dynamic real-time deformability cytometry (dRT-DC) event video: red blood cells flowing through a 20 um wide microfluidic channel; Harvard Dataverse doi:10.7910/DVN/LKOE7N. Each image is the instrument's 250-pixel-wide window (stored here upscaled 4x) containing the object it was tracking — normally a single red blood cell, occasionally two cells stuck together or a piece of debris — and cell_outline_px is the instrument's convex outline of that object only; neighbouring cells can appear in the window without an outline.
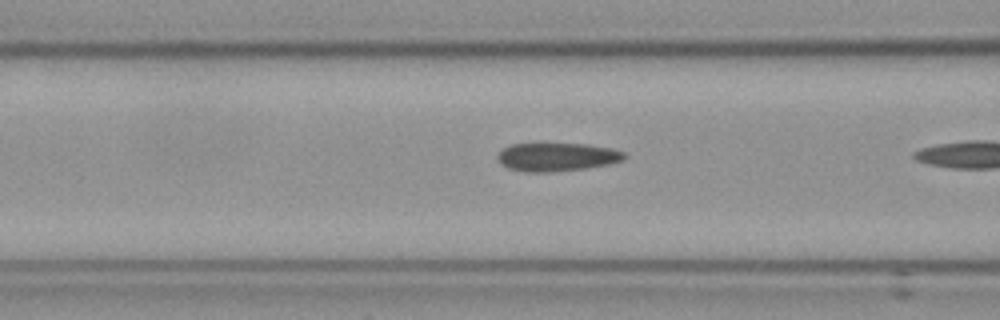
{"species": "Egyptian fruit bat (a non-hibernating species)", "species_latin": "Rousettus aegyptiacus", "temperature_condition": "cold", "stored_images_in_passage": 29, "segment_of_instrument_passage": [2, 2], "camera_frame_rate_fps": 3000, "um_per_image_px": 0.085, "frame": {"image": 1, "passage_image": 21, "time_ms": 6.667, "image_size_px": [1000, 320], "cell_outline_px": [[628, 156], [624, 160], [608, 164], [584, 168], [548, 172], [528, 172], [508, 168], [500, 164], [496, 156], [504, 148], [512, 144], [588, 144], [612, 148], [624, 152]], "centroid_in_image_um": [47.35, 13.34], "position_along_channel_um": 119.2, "area_um2": 20.87}}